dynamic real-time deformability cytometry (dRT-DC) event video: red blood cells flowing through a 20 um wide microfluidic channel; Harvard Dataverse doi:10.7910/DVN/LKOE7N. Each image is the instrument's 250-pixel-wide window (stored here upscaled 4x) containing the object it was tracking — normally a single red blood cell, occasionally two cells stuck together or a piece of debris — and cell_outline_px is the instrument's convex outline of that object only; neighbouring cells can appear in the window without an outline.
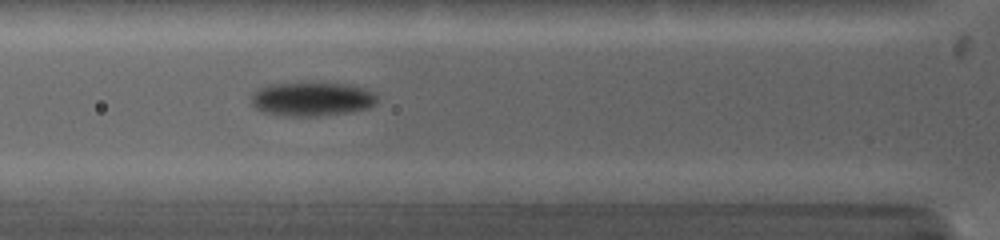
{"species": "common noctule bat (a hibernating species)", "species_latin": "Nyctalus noctula", "temperature_condition": "warm", "stored_images_in_passage": 9, "camera_frame_rate_fps": 5000, "um_per_image_px": 0.085, "animal": {"sex": "female", "body_mass_g": 19.0, "forearm_length_mm": 53.3}, "frame": {"image": 1, "passage_image": 9, "time_ms": 3.2, "image_size_px": [1000, 240], "cell_outline_px": [[376, 104], [368, 108], [352, 112], [316, 116], [284, 116], [264, 112], [256, 108], [252, 104], [252, 96], [256, 88], [268, 84], [352, 84], [376, 92]], "centroid_in_image_um": [26.54, 8.43], "position_along_channel_um": 99.3, "area_um2": 24.85}}